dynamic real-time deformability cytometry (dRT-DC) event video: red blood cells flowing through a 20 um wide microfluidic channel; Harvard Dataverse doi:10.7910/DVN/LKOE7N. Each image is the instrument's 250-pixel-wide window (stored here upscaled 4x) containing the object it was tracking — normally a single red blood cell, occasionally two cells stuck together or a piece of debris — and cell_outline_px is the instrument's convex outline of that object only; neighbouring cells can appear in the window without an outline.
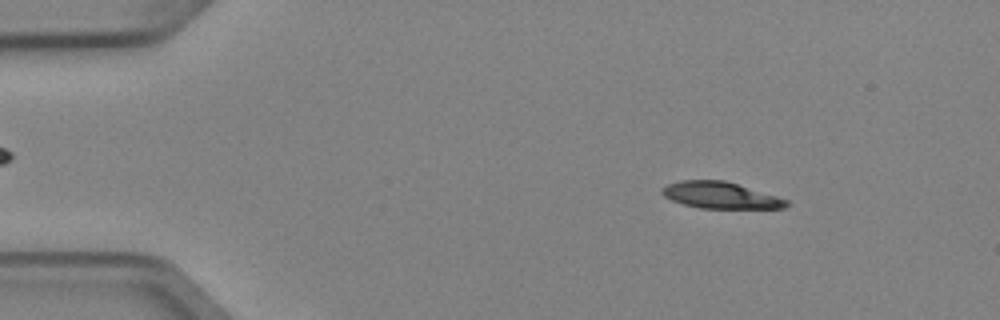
{"species": "Egyptian fruit bat (a non-hibernating species)", "species_latin": "Rousettus aegyptiacus", "temperature_condition": "cold", "stored_images_in_passage": 5, "camera_frame_rate_fps": 3000, "um_per_image_px": 0.085, "animal": {"sex": "female"}, "frame": {"image": 1, "passage_image": 2, "time_ms": 0.333, "image_size_px": [1000, 320], "cell_outline_px": [[792, 204], [784, 208], [700, 208], [684, 204], [672, 200], [664, 196], [660, 192], [660, 188], [668, 184], [680, 180], [724, 180], [776, 196], [788, 200]], "centroid_in_image_um": [61.22, 16.59], "position_along_channel_um": 23.8, "area_um2": 19.13}}
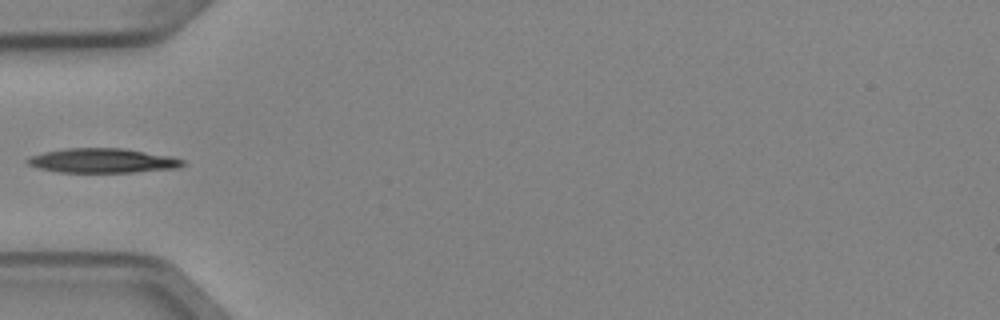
{"frame": {"image": 2, "passage_image": 5, "time_ms": 1.333, "image_size_px": [1000, 320], "cell_outline_px": [[184, 164], [180, 168], [132, 172], [60, 172], [40, 168], [28, 164], [24, 160], [32, 156], [44, 152], [68, 148], [124, 148], [172, 156], [184, 160]], "centroid_in_image_um": [8.77, 13.65], "position_along_channel_um": 76.2, "area_um2": 22.08}}